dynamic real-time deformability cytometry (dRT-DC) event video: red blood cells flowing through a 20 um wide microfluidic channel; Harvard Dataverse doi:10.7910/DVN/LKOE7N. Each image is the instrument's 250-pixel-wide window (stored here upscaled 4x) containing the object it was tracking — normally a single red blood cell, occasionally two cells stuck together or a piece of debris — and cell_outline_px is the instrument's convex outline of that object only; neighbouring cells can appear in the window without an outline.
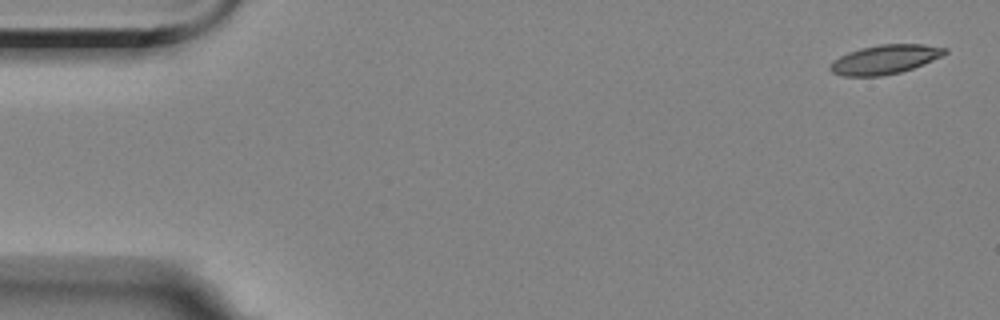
{"species": "Egyptian fruit bat (a non-hibernating species)", "species_latin": "Rousettus aegyptiacus", "temperature_condition": "room temperature", "stored_images_in_passage": 5, "camera_frame_rate_fps": 3000, "um_per_image_px": 0.085, "animal": {"sex": "female"}, "frame": {"image": 1, "passage_image": 1, "time_ms": 0.0, "image_size_px": [1000, 320], "cell_outline_px": [[948, 52], [932, 60], [912, 68], [900, 72], [880, 76], [844, 76], [832, 72], [828, 68], [828, 64], [832, 60], [848, 52], [860, 48], [880, 44], [924, 44], [948, 48]], "centroid_in_image_um": [75.17, 5.04], "position_along_channel_um": 9.8, "area_um2": 19.48}}
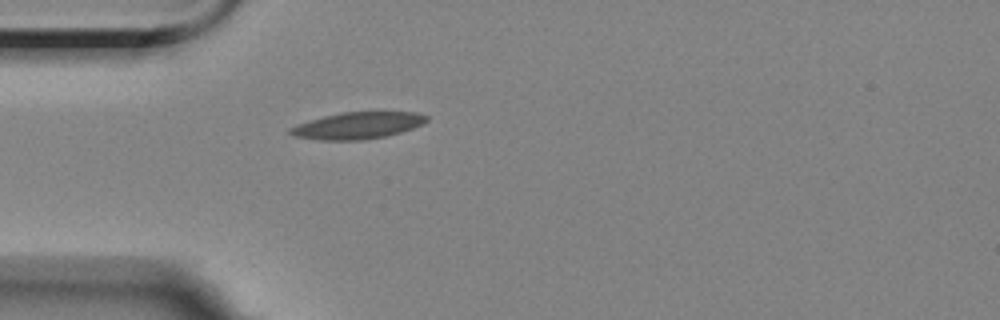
{"frame": {"image": 2, "passage_image": 5, "time_ms": 4.667, "image_size_px": [1000, 320], "cell_outline_px": [[428, 120], [424, 124], [400, 132], [384, 136], [364, 140], [320, 140], [292, 136], [288, 132], [288, 128], [296, 124], [324, 116], [340, 112], [416, 112], [428, 116]], "centroid_in_image_um": [30.37, 10.67], "position_along_channel_um": 54.6, "area_um2": 21.33}}